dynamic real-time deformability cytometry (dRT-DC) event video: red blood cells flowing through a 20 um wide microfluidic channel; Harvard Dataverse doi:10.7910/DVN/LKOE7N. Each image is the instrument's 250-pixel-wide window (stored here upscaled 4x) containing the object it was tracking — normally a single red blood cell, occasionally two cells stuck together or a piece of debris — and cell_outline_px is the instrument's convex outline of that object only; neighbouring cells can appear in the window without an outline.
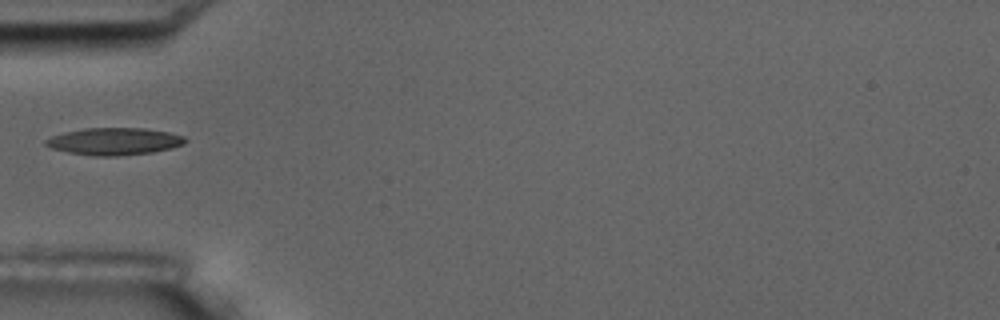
{"species": "common noctule bat (a hibernating species)", "species_latin": "Nyctalus noctula", "temperature_condition": "room temperature", "stored_images_in_passage": 1, "camera_frame_rate_fps": 3000, "um_per_image_px": 0.085, "animal": {"sex": "male", "body_mass_g": 17.5, "forearm_length_mm": 52.3}, "frame": {"image": 1, "passage_image": 1, "time_ms": 0.0, "image_size_px": [1000, 320], "cell_outline_px": [[188, 140], [184, 144], [172, 148], [152, 152], [116, 156], [92, 156], [68, 152], [52, 148], [44, 144], [44, 140], [52, 136], [64, 132], [84, 128], [144, 128], [168, 132], [184, 136]], "centroid_in_image_um": [9.72, 12.01], "position_along_channel_um": 75.3, "area_um2": 22.14}}